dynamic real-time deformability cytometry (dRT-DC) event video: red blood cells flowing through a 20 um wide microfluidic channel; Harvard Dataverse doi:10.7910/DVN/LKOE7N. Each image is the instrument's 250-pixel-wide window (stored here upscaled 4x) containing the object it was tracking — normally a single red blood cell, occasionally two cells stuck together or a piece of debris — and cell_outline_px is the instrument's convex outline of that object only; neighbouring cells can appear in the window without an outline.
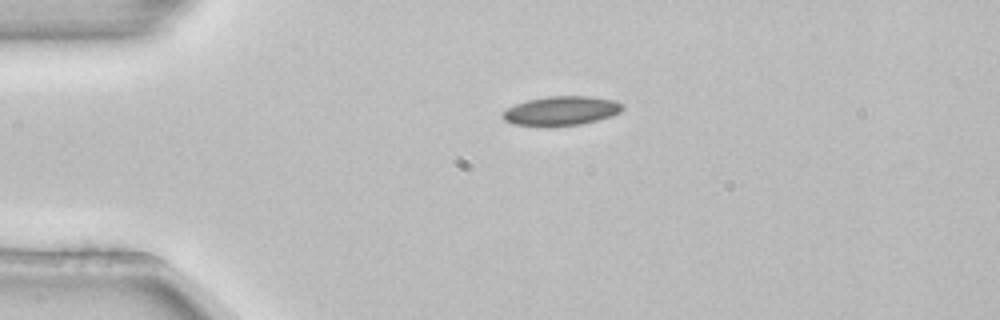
{"species": "common noctule bat (a hibernating species)", "species_latin": "Nyctalus noctula", "temperature_condition": "room temperature", "stored_images_in_passage": 4, "camera_frame_rate_fps": 3000, "um_per_image_px": 0.085, "animal": {"sex": "female", "body_mass_g": 22.7, "forearm_length_mm": 54.2}, "frame": {"image": 1, "passage_image": 4, "time_ms": 1.0, "image_size_px": [1000, 320], "cell_outline_px": [[624, 108], [620, 112], [612, 116], [580, 124], [512, 124], [504, 120], [504, 112], [508, 108], [516, 104], [528, 100], [548, 96], [592, 96], [612, 100], [624, 104]], "centroid_in_image_um": [47.78, 9.38], "position_along_channel_um": 37.2, "area_um2": 19.65}}